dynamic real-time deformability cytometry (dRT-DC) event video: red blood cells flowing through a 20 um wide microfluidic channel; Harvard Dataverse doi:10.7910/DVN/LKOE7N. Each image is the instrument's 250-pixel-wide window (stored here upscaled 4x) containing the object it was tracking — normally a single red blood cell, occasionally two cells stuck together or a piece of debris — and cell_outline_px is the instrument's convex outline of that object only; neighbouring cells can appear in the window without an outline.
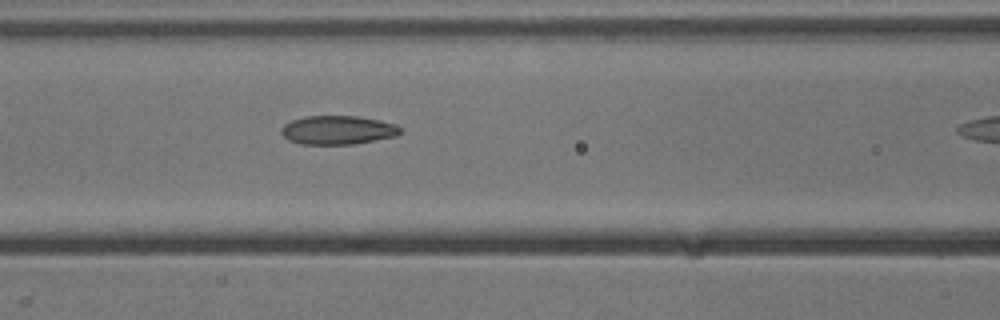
{"species": "common noctule bat (a hibernating species)", "species_latin": "Nyctalus noctula", "temperature_condition": "cold", "stored_images_in_passage": 10, "camera_frame_rate_fps": 3000, "um_per_image_px": 0.085, "animal": {"sex": "male", "body_mass_g": 13.3}, "frame": {"image": 1, "passage_image": 9, "time_ms": 2.667, "image_size_px": [1000, 320], "cell_outline_px": [[400, 132], [396, 136], [352, 144], [300, 144], [288, 140], [280, 132], [280, 128], [284, 124], [292, 120], [304, 116], [356, 116], [380, 120], [396, 124], [400, 128]], "centroid_in_image_um": [28.67, 11.05], "position_along_channel_um": 137.9, "area_um2": 19.94}}